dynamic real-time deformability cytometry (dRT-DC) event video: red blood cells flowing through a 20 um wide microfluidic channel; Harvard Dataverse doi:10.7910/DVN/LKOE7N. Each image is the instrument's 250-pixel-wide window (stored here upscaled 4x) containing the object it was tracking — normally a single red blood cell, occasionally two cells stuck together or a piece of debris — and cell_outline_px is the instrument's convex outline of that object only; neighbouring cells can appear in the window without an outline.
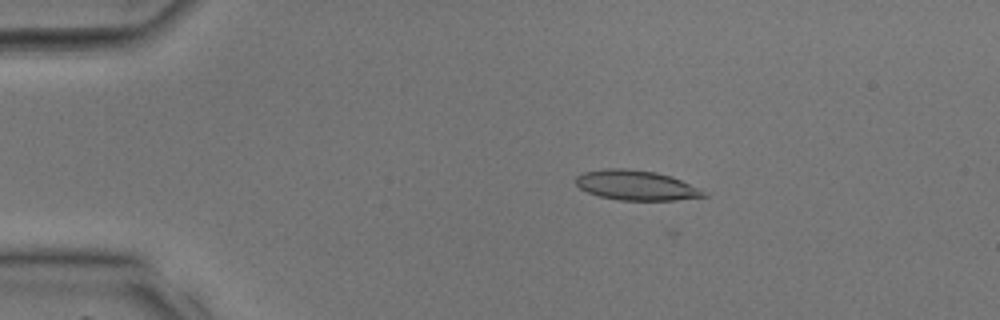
{"species": "common noctule bat (a hibernating species)", "species_latin": "Nyctalus noctula", "temperature_condition": "room temperature", "stored_images_in_passage": 6, "camera_frame_rate_fps": 3000, "um_per_image_px": 0.085, "animal": {"sex": "male", "body_mass_g": 17.9, "forearm_length_mm": 54.2}, "frame": {"image": 1, "passage_image": 3, "time_ms": 0.667, "image_size_px": [1000, 320], "cell_outline_px": [[708, 196], [676, 200], [620, 200], [600, 196], [588, 192], [580, 188], [576, 184], [576, 176], [584, 172], [604, 168], [624, 168], [656, 172], [680, 180], [704, 192]], "centroid_in_image_um": [54.02, 15.74], "position_along_channel_um": 31.0, "area_um2": 21.91}}